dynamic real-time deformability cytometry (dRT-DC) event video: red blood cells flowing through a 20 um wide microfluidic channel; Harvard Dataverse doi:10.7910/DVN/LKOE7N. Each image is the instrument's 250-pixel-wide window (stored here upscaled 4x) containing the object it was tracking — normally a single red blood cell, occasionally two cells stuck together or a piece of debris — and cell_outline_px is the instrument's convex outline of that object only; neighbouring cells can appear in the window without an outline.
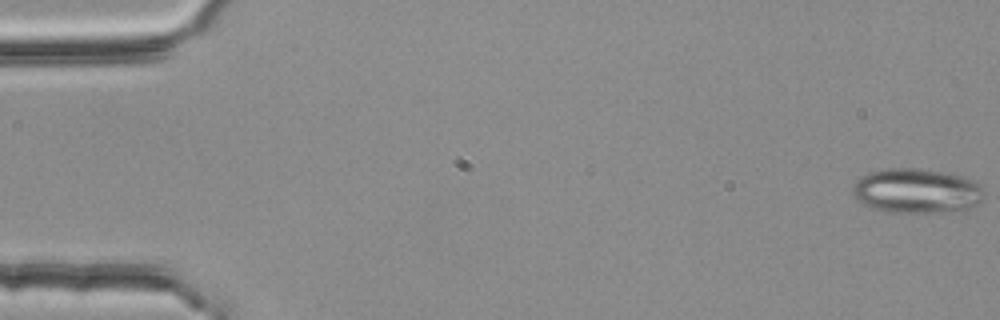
{"species": "common noctule bat (a hibernating species)", "species_latin": "Nyctalus noctula", "temperature_condition": "room temperature", "stored_images_in_passage": 54, "camera_frame_rate_fps": 3000, "um_per_image_px": 0.085, "animal": {"sex": "female", "body_mass_g": 25.1}, "frame": {"image": 1, "passage_image": 1, "time_ms": 0.0, "image_size_px": [1000, 320], "cell_outline_px": [[984, 200], [980, 204], [968, 208], [940, 212], [884, 212], [872, 208], [856, 200], [852, 192], [852, 188], [856, 180], [872, 172], [888, 168], [920, 168], [944, 172], [964, 176], [976, 180], [984, 188]], "centroid_in_image_um": [77.96, 16.22], "position_along_channel_um": 7.0, "area_um2": 34.56}}
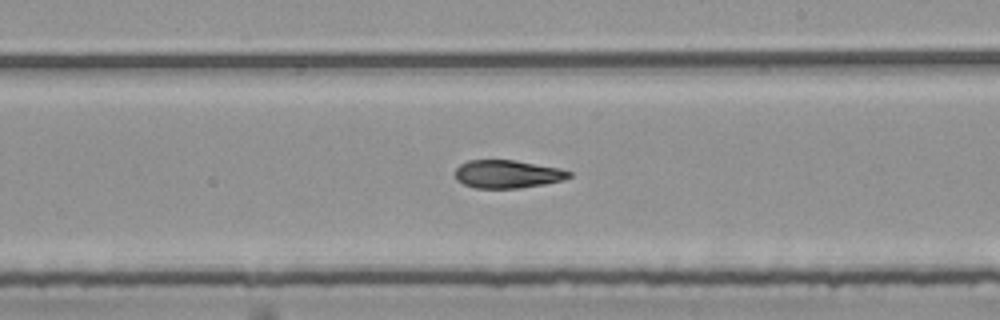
{"frame": {"image": 2, "passage_image": 32, "time_ms": 10.333, "image_size_px": [1000, 320], "cell_outline_px": [[572, 176], [564, 180], [544, 184], [520, 188], [476, 188], [464, 184], [456, 180], [456, 168], [460, 164], [468, 160], [512, 160], [560, 168], [572, 172]], "centroid_in_image_um": [43.15, 14.8], "position_along_channel_um": 245.9, "area_um2": 18.61}}
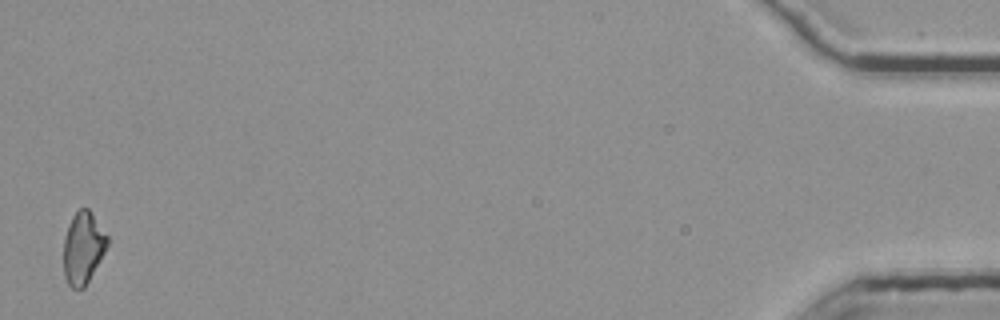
{"frame": {"image": 3, "passage_image": 54, "time_ms": 17.667, "image_size_px": [1000, 320], "cell_outline_px": [[108, 244], [104, 252], [84, 288], [72, 288], [68, 284], [64, 276], [64, 236], [68, 224], [72, 216], [80, 208], [88, 208], [108, 236]], "centroid_in_image_um": [7.04, 21.05], "position_along_channel_um": 428.2, "area_um2": 18.15}, "authors_computed_cell_mechanics": {"area_um2": 19.6809, "velocity_mm_per_s": 3.8092, "shape_relaxation_time_tau1_ms": null, "shape_relaxation_time_tau2_ms": 4.7975, "deformation_change_tau1": null, "deformation_change_tau2": 0.1415}}